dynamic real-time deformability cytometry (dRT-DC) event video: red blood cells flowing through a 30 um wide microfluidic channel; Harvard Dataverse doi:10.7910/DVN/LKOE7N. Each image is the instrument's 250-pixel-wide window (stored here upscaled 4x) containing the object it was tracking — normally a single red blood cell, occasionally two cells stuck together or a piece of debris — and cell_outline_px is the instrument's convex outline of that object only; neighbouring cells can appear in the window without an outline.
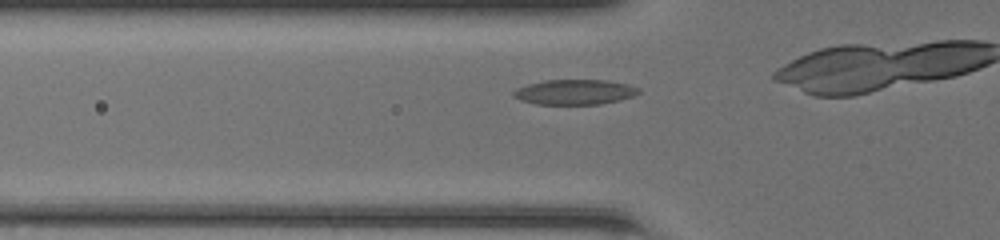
{"species": "common noctule bat (a hibernating species)", "species_latin": "Nyctalus noctula", "temperature_condition": "room temperature", "stored_images_in_passage": 10, "camera_frame_rate_fps": 3000, "um_per_image_px": 0.085, "animal": {"sex": "female", "body_mass_g": 20.0, "forearm_length_mm": 54.0}, "frame": {"image": 1, "passage_image": 5, "time_ms": 1.333, "image_size_px": [1000, 240], "cell_outline_px": [[640, 92], [632, 96], [620, 100], [600, 104], [536, 104], [520, 100], [512, 96], [512, 92], [516, 88], [528, 84], [544, 80], [608, 80], [628, 84], [640, 88]], "centroid_in_image_um": [48.84, 7.82], "position_along_channel_um": 77.0, "area_um2": 18.38}}